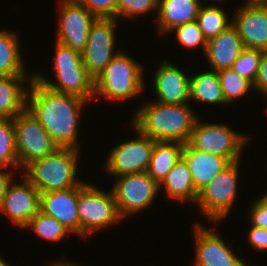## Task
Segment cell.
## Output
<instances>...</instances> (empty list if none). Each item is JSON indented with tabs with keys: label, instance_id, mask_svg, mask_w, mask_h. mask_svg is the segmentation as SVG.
<instances>
[{
	"label": "cell",
	"instance_id": "ba28073f",
	"mask_svg": "<svg viewBox=\"0 0 267 266\" xmlns=\"http://www.w3.org/2000/svg\"><path fill=\"white\" fill-rule=\"evenodd\" d=\"M249 139L228 125L203 123L198 118L188 143L194 149L222 156L232 163L240 160V153Z\"/></svg>",
	"mask_w": 267,
	"mask_h": 266
},
{
	"label": "cell",
	"instance_id": "60d3db41",
	"mask_svg": "<svg viewBox=\"0 0 267 266\" xmlns=\"http://www.w3.org/2000/svg\"><path fill=\"white\" fill-rule=\"evenodd\" d=\"M0 266H11V265L6 263L5 259L3 260V258H1V256H0Z\"/></svg>",
	"mask_w": 267,
	"mask_h": 266
},
{
	"label": "cell",
	"instance_id": "ab89813d",
	"mask_svg": "<svg viewBox=\"0 0 267 266\" xmlns=\"http://www.w3.org/2000/svg\"><path fill=\"white\" fill-rule=\"evenodd\" d=\"M245 4H267V0H247Z\"/></svg>",
	"mask_w": 267,
	"mask_h": 266
},
{
	"label": "cell",
	"instance_id": "5b68a950",
	"mask_svg": "<svg viewBox=\"0 0 267 266\" xmlns=\"http://www.w3.org/2000/svg\"><path fill=\"white\" fill-rule=\"evenodd\" d=\"M143 67L120 50L94 79V96L123 101L138 96L145 88Z\"/></svg>",
	"mask_w": 267,
	"mask_h": 266
},
{
	"label": "cell",
	"instance_id": "484cf974",
	"mask_svg": "<svg viewBox=\"0 0 267 266\" xmlns=\"http://www.w3.org/2000/svg\"><path fill=\"white\" fill-rule=\"evenodd\" d=\"M19 39L12 31L0 30V76L28 75L20 54Z\"/></svg>",
	"mask_w": 267,
	"mask_h": 266
},
{
	"label": "cell",
	"instance_id": "6da1fadb",
	"mask_svg": "<svg viewBox=\"0 0 267 266\" xmlns=\"http://www.w3.org/2000/svg\"><path fill=\"white\" fill-rule=\"evenodd\" d=\"M26 109L40 122L59 147L78 148L80 112L86 102L78 96L59 93L37 82L28 85Z\"/></svg>",
	"mask_w": 267,
	"mask_h": 266
},
{
	"label": "cell",
	"instance_id": "2e32d148",
	"mask_svg": "<svg viewBox=\"0 0 267 266\" xmlns=\"http://www.w3.org/2000/svg\"><path fill=\"white\" fill-rule=\"evenodd\" d=\"M232 18L244 48L267 51V4H243Z\"/></svg>",
	"mask_w": 267,
	"mask_h": 266
},
{
	"label": "cell",
	"instance_id": "603a6c76",
	"mask_svg": "<svg viewBox=\"0 0 267 266\" xmlns=\"http://www.w3.org/2000/svg\"><path fill=\"white\" fill-rule=\"evenodd\" d=\"M164 186V187H163ZM164 188L169 198L174 200L187 201L195 205L198 198V191L193 184L190 169L180 159L168 172L159 189Z\"/></svg>",
	"mask_w": 267,
	"mask_h": 266
},
{
	"label": "cell",
	"instance_id": "7c38bea8",
	"mask_svg": "<svg viewBox=\"0 0 267 266\" xmlns=\"http://www.w3.org/2000/svg\"><path fill=\"white\" fill-rule=\"evenodd\" d=\"M116 18H97L91 25L85 50L81 53L85 68L95 79L119 51L115 49Z\"/></svg>",
	"mask_w": 267,
	"mask_h": 266
},
{
	"label": "cell",
	"instance_id": "1f68e13d",
	"mask_svg": "<svg viewBox=\"0 0 267 266\" xmlns=\"http://www.w3.org/2000/svg\"><path fill=\"white\" fill-rule=\"evenodd\" d=\"M171 32L176 33V38L183 47L187 49H194L200 46V48L202 47L203 52H205L208 41L202 30L199 28L196 20L177 26L171 30Z\"/></svg>",
	"mask_w": 267,
	"mask_h": 266
},
{
	"label": "cell",
	"instance_id": "d6986e66",
	"mask_svg": "<svg viewBox=\"0 0 267 266\" xmlns=\"http://www.w3.org/2000/svg\"><path fill=\"white\" fill-rule=\"evenodd\" d=\"M181 159L190 169L193 184L198 192L231 164L227 158L199 151L189 143L184 145Z\"/></svg>",
	"mask_w": 267,
	"mask_h": 266
},
{
	"label": "cell",
	"instance_id": "83f0119b",
	"mask_svg": "<svg viewBox=\"0 0 267 266\" xmlns=\"http://www.w3.org/2000/svg\"><path fill=\"white\" fill-rule=\"evenodd\" d=\"M18 170L14 119L0 118V168Z\"/></svg>",
	"mask_w": 267,
	"mask_h": 266
},
{
	"label": "cell",
	"instance_id": "f546056e",
	"mask_svg": "<svg viewBox=\"0 0 267 266\" xmlns=\"http://www.w3.org/2000/svg\"><path fill=\"white\" fill-rule=\"evenodd\" d=\"M27 227H31L40 238L53 242L61 241L70 232L58 220L41 211L25 226V228Z\"/></svg>",
	"mask_w": 267,
	"mask_h": 266
},
{
	"label": "cell",
	"instance_id": "b9f144b4",
	"mask_svg": "<svg viewBox=\"0 0 267 266\" xmlns=\"http://www.w3.org/2000/svg\"><path fill=\"white\" fill-rule=\"evenodd\" d=\"M263 197L267 200V194L266 193L263 195Z\"/></svg>",
	"mask_w": 267,
	"mask_h": 266
},
{
	"label": "cell",
	"instance_id": "ac0fdd59",
	"mask_svg": "<svg viewBox=\"0 0 267 266\" xmlns=\"http://www.w3.org/2000/svg\"><path fill=\"white\" fill-rule=\"evenodd\" d=\"M40 211L58 220L70 231V234L72 232L80 236L78 186L41 193Z\"/></svg>",
	"mask_w": 267,
	"mask_h": 266
},
{
	"label": "cell",
	"instance_id": "836d02e7",
	"mask_svg": "<svg viewBox=\"0 0 267 266\" xmlns=\"http://www.w3.org/2000/svg\"><path fill=\"white\" fill-rule=\"evenodd\" d=\"M97 18H116L117 0H75Z\"/></svg>",
	"mask_w": 267,
	"mask_h": 266
},
{
	"label": "cell",
	"instance_id": "d4e9b609",
	"mask_svg": "<svg viewBox=\"0 0 267 266\" xmlns=\"http://www.w3.org/2000/svg\"><path fill=\"white\" fill-rule=\"evenodd\" d=\"M184 145L177 142L154 143L151 160L147 173L160 185L168 172L181 159Z\"/></svg>",
	"mask_w": 267,
	"mask_h": 266
},
{
	"label": "cell",
	"instance_id": "8fae6325",
	"mask_svg": "<svg viewBox=\"0 0 267 266\" xmlns=\"http://www.w3.org/2000/svg\"><path fill=\"white\" fill-rule=\"evenodd\" d=\"M136 139L114 146L106 159L105 169L114 177L147 172L155 140L144 135L134 126Z\"/></svg>",
	"mask_w": 267,
	"mask_h": 266
},
{
	"label": "cell",
	"instance_id": "ffe728a7",
	"mask_svg": "<svg viewBox=\"0 0 267 266\" xmlns=\"http://www.w3.org/2000/svg\"><path fill=\"white\" fill-rule=\"evenodd\" d=\"M243 49L244 46L239 33L237 29L231 25L217 37L208 40L204 53L207 57V61L211 65V69L219 71L231 68Z\"/></svg>",
	"mask_w": 267,
	"mask_h": 266
},
{
	"label": "cell",
	"instance_id": "9a60e30c",
	"mask_svg": "<svg viewBox=\"0 0 267 266\" xmlns=\"http://www.w3.org/2000/svg\"><path fill=\"white\" fill-rule=\"evenodd\" d=\"M195 234V266H249L232 252L224 239H220L217 231L196 224Z\"/></svg>",
	"mask_w": 267,
	"mask_h": 266
},
{
	"label": "cell",
	"instance_id": "5bb4252c",
	"mask_svg": "<svg viewBox=\"0 0 267 266\" xmlns=\"http://www.w3.org/2000/svg\"><path fill=\"white\" fill-rule=\"evenodd\" d=\"M22 184L12 181L0 204V213L8 215L16 226H25L40 212L41 193L23 175Z\"/></svg>",
	"mask_w": 267,
	"mask_h": 266
},
{
	"label": "cell",
	"instance_id": "f1b7e54d",
	"mask_svg": "<svg viewBox=\"0 0 267 266\" xmlns=\"http://www.w3.org/2000/svg\"><path fill=\"white\" fill-rule=\"evenodd\" d=\"M225 101L228 104L237 98H242L247 92L253 89V84L237 74L232 68L217 71Z\"/></svg>",
	"mask_w": 267,
	"mask_h": 266
},
{
	"label": "cell",
	"instance_id": "f35d334b",
	"mask_svg": "<svg viewBox=\"0 0 267 266\" xmlns=\"http://www.w3.org/2000/svg\"><path fill=\"white\" fill-rule=\"evenodd\" d=\"M51 264V265H50ZM49 266H78L76 263H70L68 260L67 262L62 260L54 261L52 263H49Z\"/></svg>",
	"mask_w": 267,
	"mask_h": 266
},
{
	"label": "cell",
	"instance_id": "277c9868",
	"mask_svg": "<svg viewBox=\"0 0 267 266\" xmlns=\"http://www.w3.org/2000/svg\"><path fill=\"white\" fill-rule=\"evenodd\" d=\"M53 68L57 83L41 73L33 74V78L59 93L75 95L87 101L95 97L94 78L85 68L80 52L56 41Z\"/></svg>",
	"mask_w": 267,
	"mask_h": 266
},
{
	"label": "cell",
	"instance_id": "7a4b0ae2",
	"mask_svg": "<svg viewBox=\"0 0 267 266\" xmlns=\"http://www.w3.org/2000/svg\"><path fill=\"white\" fill-rule=\"evenodd\" d=\"M199 117L188 104L145 102L134 116L132 125L144 135L159 142L188 143Z\"/></svg>",
	"mask_w": 267,
	"mask_h": 266
},
{
	"label": "cell",
	"instance_id": "8d00e7d4",
	"mask_svg": "<svg viewBox=\"0 0 267 266\" xmlns=\"http://www.w3.org/2000/svg\"><path fill=\"white\" fill-rule=\"evenodd\" d=\"M254 89L260 91V94L263 93L264 96L267 95V51L262 56L258 75L253 84Z\"/></svg>",
	"mask_w": 267,
	"mask_h": 266
},
{
	"label": "cell",
	"instance_id": "e0dca14e",
	"mask_svg": "<svg viewBox=\"0 0 267 266\" xmlns=\"http://www.w3.org/2000/svg\"><path fill=\"white\" fill-rule=\"evenodd\" d=\"M154 91L158 103L163 104H188V82L190 76H187L177 66L164 60L159 64L154 72Z\"/></svg>",
	"mask_w": 267,
	"mask_h": 266
},
{
	"label": "cell",
	"instance_id": "52a82bcc",
	"mask_svg": "<svg viewBox=\"0 0 267 266\" xmlns=\"http://www.w3.org/2000/svg\"><path fill=\"white\" fill-rule=\"evenodd\" d=\"M239 163L240 161L232 162L198 193L195 205H198L200 211L213 223H219L227 217L236 200Z\"/></svg>",
	"mask_w": 267,
	"mask_h": 266
},
{
	"label": "cell",
	"instance_id": "74e56055",
	"mask_svg": "<svg viewBox=\"0 0 267 266\" xmlns=\"http://www.w3.org/2000/svg\"><path fill=\"white\" fill-rule=\"evenodd\" d=\"M12 174L11 171H4L3 168H0V204L3 201L9 184L13 181Z\"/></svg>",
	"mask_w": 267,
	"mask_h": 266
},
{
	"label": "cell",
	"instance_id": "8992f818",
	"mask_svg": "<svg viewBox=\"0 0 267 266\" xmlns=\"http://www.w3.org/2000/svg\"><path fill=\"white\" fill-rule=\"evenodd\" d=\"M78 215L81 237L122 220L112 190L107 193L86 182L78 185Z\"/></svg>",
	"mask_w": 267,
	"mask_h": 266
},
{
	"label": "cell",
	"instance_id": "4dcf8cb0",
	"mask_svg": "<svg viewBox=\"0 0 267 266\" xmlns=\"http://www.w3.org/2000/svg\"><path fill=\"white\" fill-rule=\"evenodd\" d=\"M264 52L259 49L244 48L231 68L241 77L254 84Z\"/></svg>",
	"mask_w": 267,
	"mask_h": 266
},
{
	"label": "cell",
	"instance_id": "d590c367",
	"mask_svg": "<svg viewBox=\"0 0 267 266\" xmlns=\"http://www.w3.org/2000/svg\"><path fill=\"white\" fill-rule=\"evenodd\" d=\"M248 242L255 250L267 251V229L251 225L248 232Z\"/></svg>",
	"mask_w": 267,
	"mask_h": 266
},
{
	"label": "cell",
	"instance_id": "4316f807",
	"mask_svg": "<svg viewBox=\"0 0 267 266\" xmlns=\"http://www.w3.org/2000/svg\"><path fill=\"white\" fill-rule=\"evenodd\" d=\"M227 13L219 6H203L201 4L196 21L208 40L217 37L221 32L227 30L233 21H229Z\"/></svg>",
	"mask_w": 267,
	"mask_h": 266
},
{
	"label": "cell",
	"instance_id": "30bf717a",
	"mask_svg": "<svg viewBox=\"0 0 267 266\" xmlns=\"http://www.w3.org/2000/svg\"><path fill=\"white\" fill-rule=\"evenodd\" d=\"M111 189L121 218L148 208L156 200L159 184L147 173H135L116 177Z\"/></svg>",
	"mask_w": 267,
	"mask_h": 266
},
{
	"label": "cell",
	"instance_id": "7402d4cb",
	"mask_svg": "<svg viewBox=\"0 0 267 266\" xmlns=\"http://www.w3.org/2000/svg\"><path fill=\"white\" fill-rule=\"evenodd\" d=\"M33 80L31 76H0V118L14 119L26 109V85ZM25 85V86H23Z\"/></svg>",
	"mask_w": 267,
	"mask_h": 266
},
{
	"label": "cell",
	"instance_id": "9c48e42d",
	"mask_svg": "<svg viewBox=\"0 0 267 266\" xmlns=\"http://www.w3.org/2000/svg\"><path fill=\"white\" fill-rule=\"evenodd\" d=\"M14 126L15 145L21 169L35 159L48 156L59 147L27 109L14 118Z\"/></svg>",
	"mask_w": 267,
	"mask_h": 266
},
{
	"label": "cell",
	"instance_id": "cb8c5ba5",
	"mask_svg": "<svg viewBox=\"0 0 267 266\" xmlns=\"http://www.w3.org/2000/svg\"><path fill=\"white\" fill-rule=\"evenodd\" d=\"M187 91L189 101L196 100L210 105L227 104L218 73L214 70L190 75Z\"/></svg>",
	"mask_w": 267,
	"mask_h": 266
},
{
	"label": "cell",
	"instance_id": "d6a6232c",
	"mask_svg": "<svg viewBox=\"0 0 267 266\" xmlns=\"http://www.w3.org/2000/svg\"><path fill=\"white\" fill-rule=\"evenodd\" d=\"M154 10H158V0H117L116 19L120 16L134 19Z\"/></svg>",
	"mask_w": 267,
	"mask_h": 266
},
{
	"label": "cell",
	"instance_id": "3957f363",
	"mask_svg": "<svg viewBox=\"0 0 267 266\" xmlns=\"http://www.w3.org/2000/svg\"><path fill=\"white\" fill-rule=\"evenodd\" d=\"M79 148L58 147L48 156L35 159L23 168V176L40 193L78 186L77 163Z\"/></svg>",
	"mask_w": 267,
	"mask_h": 266
},
{
	"label": "cell",
	"instance_id": "4fadbf2b",
	"mask_svg": "<svg viewBox=\"0 0 267 266\" xmlns=\"http://www.w3.org/2000/svg\"><path fill=\"white\" fill-rule=\"evenodd\" d=\"M59 7L55 40L82 53L87 45L91 25L97 17L75 0H62Z\"/></svg>",
	"mask_w": 267,
	"mask_h": 266
},
{
	"label": "cell",
	"instance_id": "e575fe53",
	"mask_svg": "<svg viewBox=\"0 0 267 266\" xmlns=\"http://www.w3.org/2000/svg\"><path fill=\"white\" fill-rule=\"evenodd\" d=\"M249 214L252 226L267 229V200L263 196L253 202Z\"/></svg>",
	"mask_w": 267,
	"mask_h": 266
},
{
	"label": "cell",
	"instance_id": "44dd1931",
	"mask_svg": "<svg viewBox=\"0 0 267 266\" xmlns=\"http://www.w3.org/2000/svg\"><path fill=\"white\" fill-rule=\"evenodd\" d=\"M201 4L200 0H158L159 33H171L177 26L195 21Z\"/></svg>",
	"mask_w": 267,
	"mask_h": 266
}]
</instances>
